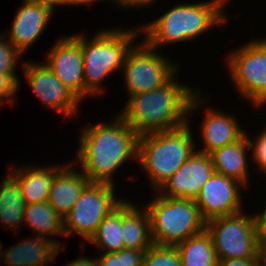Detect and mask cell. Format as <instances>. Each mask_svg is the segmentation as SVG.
Masks as SVG:
<instances>
[{
	"label": "cell",
	"mask_w": 266,
	"mask_h": 266,
	"mask_svg": "<svg viewBox=\"0 0 266 266\" xmlns=\"http://www.w3.org/2000/svg\"><path fill=\"white\" fill-rule=\"evenodd\" d=\"M78 138L72 161L90 182L115 184L118 169L127 161L138 162L139 135L118 114L108 122L81 125Z\"/></svg>",
	"instance_id": "1"
},
{
	"label": "cell",
	"mask_w": 266,
	"mask_h": 266,
	"mask_svg": "<svg viewBox=\"0 0 266 266\" xmlns=\"http://www.w3.org/2000/svg\"><path fill=\"white\" fill-rule=\"evenodd\" d=\"M178 73L162 87L127 96L118 115L138 134L170 130L189 122V106L202 88L184 84Z\"/></svg>",
	"instance_id": "2"
},
{
	"label": "cell",
	"mask_w": 266,
	"mask_h": 266,
	"mask_svg": "<svg viewBox=\"0 0 266 266\" xmlns=\"http://www.w3.org/2000/svg\"><path fill=\"white\" fill-rule=\"evenodd\" d=\"M229 2L230 0H205L172 5L155 20L144 25L141 23V35H144L141 39L157 50L171 44L194 41L196 37L198 39L202 34H208L213 27L226 25L230 18L226 14Z\"/></svg>",
	"instance_id": "3"
},
{
	"label": "cell",
	"mask_w": 266,
	"mask_h": 266,
	"mask_svg": "<svg viewBox=\"0 0 266 266\" xmlns=\"http://www.w3.org/2000/svg\"><path fill=\"white\" fill-rule=\"evenodd\" d=\"M85 35L81 34V46L87 99L105 94V79L122 72L128 51L142 35L140 25L131 30L121 26L98 29L90 39Z\"/></svg>",
	"instance_id": "4"
},
{
	"label": "cell",
	"mask_w": 266,
	"mask_h": 266,
	"mask_svg": "<svg viewBox=\"0 0 266 266\" xmlns=\"http://www.w3.org/2000/svg\"><path fill=\"white\" fill-rule=\"evenodd\" d=\"M190 125L189 121L178 128L139 135L137 163L149 178L152 191H157L197 150Z\"/></svg>",
	"instance_id": "5"
},
{
	"label": "cell",
	"mask_w": 266,
	"mask_h": 266,
	"mask_svg": "<svg viewBox=\"0 0 266 266\" xmlns=\"http://www.w3.org/2000/svg\"><path fill=\"white\" fill-rule=\"evenodd\" d=\"M144 207L150 216L154 245L175 247L206 229V221L193 199L166 197L157 191Z\"/></svg>",
	"instance_id": "6"
},
{
	"label": "cell",
	"mask_w": 266,
	"mask_h": 266,
	"mask_svg": "<svg viewBox=\"0 0 266 266\" xmlns=\"http://www.w3.org/2000/svg\"><path fill=\"white\" fill-rule=\"evenodd\" d=\"M224 58L226 68L239 97L251 107H266V37L249 42L229 51Z\"/></svg>",
	"instance_id": "7"
},
{
	"label": "cell",
	"mask_w": 266,
	"mask_h": 266,
	"mask_svg": "<svg viewBox=\"0 0 266 266\" xmlns=\"http://www.w3.org/2000/svg\"><path fill=\"white\" fill-rule=\"evenodd\" d=\"M164 55L165 53L152 48L144 39L140 44L138 42L132 46L125 58L121 74L126 95L130 97L158 89L181 72L179 61Z\"/></svg>",
	"instance_id": "8"
},
{
	"label": "cell",
	"mask_w": 266,
	"mask_h": 266,
	"mask_svg": "<svg viewBox=\"0 0 266 266\" xmlns=\"http://www.w3.org/2000/svg\"><path fill=\"white\" fill-rule=\"evenodd\" d=\"M218 260L259 258L261 240L258 237L253 213L245 210L206 222Z\"/></svg>",
	"instance_id": "9"
},
{
	"label": "cell",
	"mask_w": 266,
	"mask_h": 266,
	"mask_svg": "<svg viewBox=\"0 0 266 266\" xmlns=\"http://www.w3.org/2000/svg\"><path fill=\"white\" fill-rule=\"evenodd\" d=\"M115 187L117 186L110 183L90 182L80 194L70 213L64 218L65 238L75 234L83 237L81 240L84 241L80 242L84 245L82 252L99 224L124 200L121 197L117 198Z\"/></svg>",
	"instance_id": "10"
},
{
	"label": "cell",
	"mask_w": 266,
	"mask_h": 266,
	"mask_svg": "<svg viewBox=\"0 0 266 266\" xmlns=\"http://www.w3.org/2000/svg\"><path fill=\"white\" fill-rule=\"evenodd\" d=\"M200 89L192 98L189 106V121H192V113L195 114L199 108L204 109L203 121L200 123L198 132L200 131V139H202L203 146L197 149L199 152L209 154L212 151L221 148L225 145L232 144L241 139L245 135V128H242L240 121L235 117V114H228L206 103L210 101L209 94H204ZM205 95V96H204ZM206 102V103H205ZM203 104V105H202ZM202 106V107H201ZM225 113V114H224Z\"/></svg>",
	"instance_id": "11"
},
{
	"label": "cell",
	"mask_w": 266,
	"mask_h": 266,
	"mask_svg": "<svg viewBox=\"0 0 266 266\" xmlns=\"http://www.w3.org/2000/svg\"><path fill=\"white\" fill-rule=\"evenodd\" d=\"M24 78L36 98L52 112L61 113L65 119L78 116L81 101L52 72L45 62L25 60L23 66Z\"/></svg>",
	"instance_id": "12"
},
{
	"label": "cell",
	"mask_w": 266,
	"mask_h": 266,
	"mask_svg": "<svg viewBox=\"0 0 266 266\" xmlns=\"http://www.w3.org/2000/svg\"><path fill=\"white\" fill-rule=\"evenodd\" d=\"M46 65L61 82L82 102L85 100L83 54L81 34H71L57 38L47 50Z\"/></svg>",
	"instance_id": "13"
},
{
	"label": "cell",
	"mask_w": 266,
	"mask_h": 266,
	"mask_svg": "<svg viewBox=\"0 0 266 266\" xmlns=\"http://www.w3.org/2000/svg\"><path fill=\"white\" fill-rule=\"evenodd\" d=\"M244 189H246L245 186L235 179L214 172L201 187L194 201L199 207L201 216L207 222L216 217L242 212L244 196L240 193H243Z\"/></svg>",
	"instance_id": "14"
},
{
	"label": "cell",
	"mask_w": 266,
	"mask_h": 266,
	"mask_svg": "<svg viewBox=\"0 0 266 266\" xmlns=\"http://www.w3.org/2000/svg\"><path fill=\"white\" fill-rule=\"evenodd\" d=\"M48 1L21 4L11 27L2 34L24 55L40 39L57 9Z\"/></svg>",
	"instance_id": "15"
},
{
	"label": "cell",
	"mask_w": 266,
	"mask_h": 266,
	"mask_svg": "<svg viewBox=\"0 0 266 266\" xmlns=\"http://www.w3.org/2000/svg\"><path fill=\"white\" fill-rule=\"evenodd\" d=\"M214 172L210 155L196 150L157 192L166 197L195 200Z\"/></svg>",
	"instance_id": "16"
},
{
	"label": "cell",
	"mask_w": 266,
	"mask_h": 266,
	"mask_svg": "<svg viewBox=\"0 0 266 266\" xmlns=\"http://www.w3.org/2000/svg\"><path fill=\"white\" fill-rule=\"evenodd\" d=\"M22 237L21 241L2 251L1 262L7 266H48L51 265L60 250V247L51 238L32 235Z\"/></svg>",
	"instance_id": "17"
},
{
	"label": "cell",
	"mask_w": 266,
	"mask_h": 266,
	"mask_svg": "<svg viewBox=\"0 0 266 266\" xmlns=\"http://www.w3.org/2000/svg\"><path fill=\"white\" fill-rule=\"evenodd\" d=\"M68 162L55 173L48 197V203L62 218L70 213L80 194L90 183L79 168H73L75 163L70 160Z\"/></svg>",
	"instance_id": "18"
},
{
	"label": "cell",
	"mask_w": 266,
	"mask_h": 266,
	"mask_svg": "<svg viewBox=\"0 0 266 266\" xmlns=\"http://www.w3.org/2000/svg\"><path fill=\"white\" fill-rule=\"evenodd\" d=\"M64 164L65 163L59 162L57 165L38 164L37 166L31 163V165L28 164L18 167V165L16 166L12 162V164L9 165L8 171L19 181L22 197L26 205H28L48 201L50 186L55 173Z\"/></svg>",
	"instance_id": "19"
},
{
	"label": "cell",
	"mask_w": 266,
	"mask_h": 266,
	"mask_svg": "<svg viewBox=\"0 0 266 266\" xmlns=\"http://www.w3.org/2000/svg\"><path fill=\"white\" fill-rule=\"evenodd\" d=\"M249 151V143L244 135L236 142L218 148L209 155L216 173L235 179L247 189L251 181V171L249 172L251 169L248 168L251 166L249 165V160H251Z\"/></svg>",
	"instance_id": "20"
},
{
	"label": "cell",
	"mask_w": 266,
	"mask_h": 266,
	"mask_svg": "<svg viewBox=\"0 0 266 266\" xmlns=\"http://www.w3.org/2000/svg\"><path fill=\"white\" fill-rule=\"evenodd\" d=\"M134 201H122V235L124 248L148 249L153 245L147 209Z\"/></svg>",
	"instance_id": "21"
},
{
	"label": "cell",
	"mask_w": 266,
	"mask_h": 266,
	"mask_svg": "<svg viewBox=\"0 0 266 266\" xmlns=\"http://www.w3.org/2000/svg\"><path fill=\"white\" fill-rule=\"evenodd\" d=\"M23 224L34 232L33 235L51 238L60 247L67 243L54 238L65 237L64 218L53 209L48 201L26 205Z\"/></svg>",
	"instance_id": "22"
},
{
	"label": "cell",
	"mask_w": 266,
	"mask_h": 266,
	"mask_svg": "<svg viewBox=\"0 0 266 266\" xmlns=\"http://www.w3.org/2000/svg\"><path fill=\"white\" fill-rule=\"evenodd\" d=\"M0 182V225L19 233L23 223L25 200L19 181L9 172ZM19 231V232H18Z\"/></svg>",
	"instance_id": "23"
},
{
	"label": "cell",
	"mask_w": 266,
	"mask_h": 266,
	"mask_svg": "<svg viewBox=\"0 0 266 266\" xmlns=\"http://www.w3.org/2000/svg\"><path fill=\"white\" fill-rule=\"evenodd\" d=\"M175 247L182 266H218L213 241L206 229Z\"/></svg>",
	"instance_id": "24"
},
{
	"label": "cell",
	"mask_w": 266,
	"mask_h": 266,
	"mask_svg": "<svg viewBox=\"0 0 266 266\" xmlns=\"http://www.w3.org/2000/svg\"><path fill=\"white\" fill-rule=\"evenodd\" d=\"M88 243L103 253H116L124 248L122 235V202L99 224Z\"/></svg>",
	"instance_id": "25"
},
{
	"label": "cell",
	"mask_w": 266,
	"mask_h": 266,
	"mask_svg": "<svg viewBox=\"0 0 266 266\" xmlns=\"http://www.w3.org/2000/svg\"><path fill=\"white\" fill-rule=\"evenodd\" d=\"M146 250L123 248L116 253L99 254L97 266H142Z\"/></svg>",
	"instance_id": "26"
},
{
	"label": "cell",
	"mask_w": 266,
	"mask_h": 266,
	"mask_svg": "<svg viewBox=\"0 0 266 266\" xmlns=\"http://www.w3.org/2000/svg\"><path fill=\"white\" fill-rule=\"evenodd\" d=\"M142 266H182L176 247L152 245L145 252Z\"/></svg>",
	"instance_id": "27"
},
{
	"label": "cell",
	"mask_w": 266,
	"mask_h": 266,
	"mask_svg": "<svg viewBox=\"0 0 266 266\" xmlns=\"http://www.w3.org/2000/svg\"><path fill=\"white\" fill-rule=\"evenodd\" d=\"M22 59L23 54L0 32V73L17 75L18 65L23 66L25 62Z\"/></svg>",
	"instance_id": "28"
},
{
	"label": "cell",
	"mask_w": 266,
	"mask_h": 266,
	"mask_svg": "<svg viewBox=\"0 0 266 266\" xmlns=\"http://www.w3.org/2000/svg\"><path fill=\"white\" fill-rule=\"evenodd\" d=\"M264 129L261 130L257 136L254 137V140L249 137V131L245 130V135L247 137L251 161L255 163V167L266 176V124Z\"/></svg>",
	"instance_id": "29"
},
{
	"label": "cell",
	"mask_w": 266,
	"mask_h": 266,
	"mask_svg": "<svg viewBox=\"0 0 266 266\" xmlns=\"http://www.w3.org/2000/svg\"><path fill=\"white\" fill-rule=\"evenodd\" d=\"M19 75H6L0 73V107L8 102L11 106H14L16 102V94L21 88Z\"/></svg>",
	"instance_id": "30"
},
{
	"label": "cell",
	"mask_w": 266,
	"mask_h": 266,
	"mask_svg": "<svg viewBox=\"0 0 266 266\" xmlns=\"http://www.w3.org/2000/svg\"><path fill=\"white\" fill-rule=\"evenodd\" d=\"M156 2H158V0H114V4L118 9L123 8V10L125 9L126 11L128 10V8V11H130V9H133L135 11L140 8V10H142V8L144 7L150 8L152 5L154 7V5H156Z\"/></svg>",
	"instance_id": "31"
},
{
	"label": "cell",
	"mask_w": 266,
	"mask_h": 266,
	"mask_svg": "<svg viewBox=\"0 0 266 266\" xmlns=\"http://www.w3.org/2000/svg\"><path fill=\"white\" fill-rule=\"evenodd\" d=\"M263 205L265 208H263L261 211H258V213H253V216L259 239L261 241H266V206L265 204Z\"/></svg>",
	"instance_id": "32"
},
{
	"label": "cell",
	"mask_w": 266,
	"mask_h": 266,
	"mask_svg": "<svg viewBox=\"0 0 266 266\" xmlns=\"http://www.w3.org/2000/svg\"><path fill=\"white\" fill-rule=\"evenodd\" d=\"M218 266H260L259 258L218 260Z\"/></svg>",
	"instance_id": "33"
},
{
	"label": "cell",
	"mask_w": 266,
	"mask_h": 266,
	"mask_svg": "<svg viewBox=\"0 0 266 266\" xmlns=\"http://www.w3.org/2000/svg\"><path fill=\"white\" fill-rule=\"evenodd\" d=\"M65 266H97L96 257L91 258L87 255L84 256V253L81 257H78L71 262L69 261Z\"/></svg>",
	"instance_id": "34"
},
{
	"label": "cell",
	"mask_w": 266,
	"mask_h": 266,
	"mask_svg": "<svg viewBox=\"0 0 266 266\" xmlns=\"http://www.w3.org/2000/svg\"><path fill=\"white\" fill-rule=\"evenodd\" d=\"M108 1H112L111 3L114 4V0H108ZM97 2H102V0H65L60 5V7H63V6L73 7V6H84V5L89 6V5H92V3L95 4Z\"/></svg>",
	"instance_id": "35"
},
{
	"label": "cell",
	"mask_w": 266,
	"mask_h": 266,
	"mask_svg": "<svg viewBox=\"0 0 266 266\" xmlns=\"http://www.w3.org/2000/svg\"><path fill=\"white\" fill-rule=\"evenodd\" d=\"M260 266H266V241H262L259 251Z\"/></svg>",
	"instance_id": "36"
},
{
	"label": "cell",
	"mask_w": 266,
	"mask_h": 266,
	"mask_svg": "<svg viewBox=\"0 0 266 266\" xmlns=\"http://www.w3.org/2000/svg\"><path fill=\"white\" fill-rule=\"evenodd\" d=\"M21 4H36L47 0H21Z\"/></svg>",
	"instance_id": "37"
},
{
	"label": "cell",
	"mask_w": 266,
	"mask_h": 266,
	"mask_svg": "<svg viewBox=\"0 0 266 266\" xmlns=\"http://www.w3.org/2000/svg\"><path fill=\"white\" fill-rule=\"evenodd\" d=\"M47 1L54 4L56 7H59L65 0H47Z\"/></svg>",
	"instance_id": "38"
},
{
	"label": "cell",
	"mask_w": 266,
	"mask_h": 266,
	"mask_svg": "<svg viewBox=\"0 0 266 266\" xmlns=\"http://www.w3.org/2000/svg\"><path fill=\"white\" fill-rule=\"evenodd\" d=\"M3 244L1 243V240H0V263H1V257H2V251H3Z\"/></svg>",
	"instance_id": "39"
}]
</instances>
